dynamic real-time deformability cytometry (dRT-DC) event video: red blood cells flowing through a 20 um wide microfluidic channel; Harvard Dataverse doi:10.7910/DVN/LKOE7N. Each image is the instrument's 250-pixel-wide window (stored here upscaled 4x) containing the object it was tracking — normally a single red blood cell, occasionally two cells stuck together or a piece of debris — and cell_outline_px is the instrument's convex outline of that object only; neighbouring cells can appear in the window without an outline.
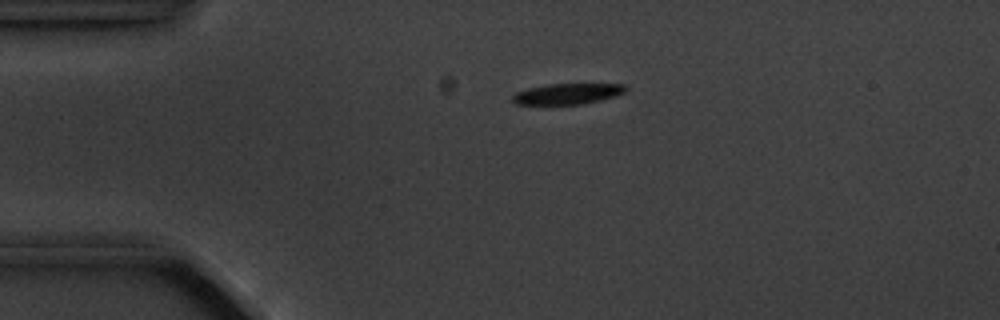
{"species": "common noctule bat (a hibernating species)", "species_latin": "Nyctalus noctula", "temperature_condition": "cold", "stored_images_in_passage": 6, "camera_frame_rate_fps": 3000, "um_per_image_px": 0.085, "animal": {"sex": "male", "body_mass_g": 20.1, "forearm_length_mm": 53.5}, "frame": {"image": 1, "passage_image": 4, "time_ms": 3.667, "image_size_px": [1000, 320], "cell_outline_px": [[628, 88], [624, 92], [600, 100], [584, 104], [516, 104], [512, 100], [512, 96], [516, 92], [528, 88], [544, 84], [624, 84]], "centroid_in_image_um": [48.2, 7.96], "position_along_channel_um": 36.8, "area_um2": 13.58}}
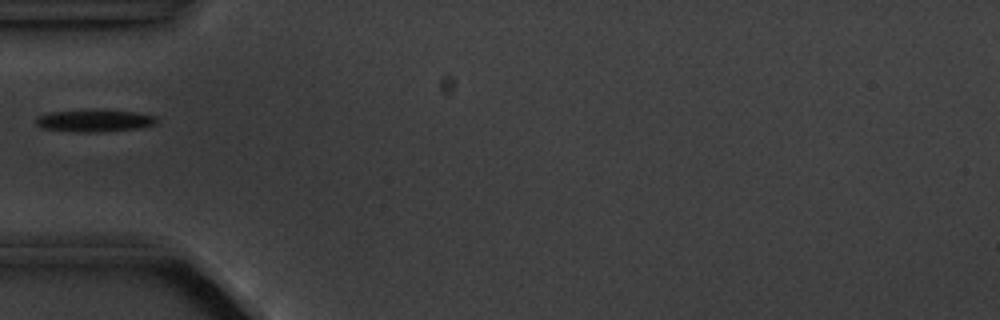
{"frame": {"image": 2, "passage_image": 6, "time_ms": 5.667, "image_size_px": [1000, 320], "cell_outline_px": [[156, 124], [140, 128], [100, 132], [76, 132], [44, 128], [36, 124], [36, 116], [52, 112], [136, 112], [156, 116]], "centroid_in_image_um": [8.05, 10.3], "position_along_channel_um": 76.9, "area_um2": 14.74}}